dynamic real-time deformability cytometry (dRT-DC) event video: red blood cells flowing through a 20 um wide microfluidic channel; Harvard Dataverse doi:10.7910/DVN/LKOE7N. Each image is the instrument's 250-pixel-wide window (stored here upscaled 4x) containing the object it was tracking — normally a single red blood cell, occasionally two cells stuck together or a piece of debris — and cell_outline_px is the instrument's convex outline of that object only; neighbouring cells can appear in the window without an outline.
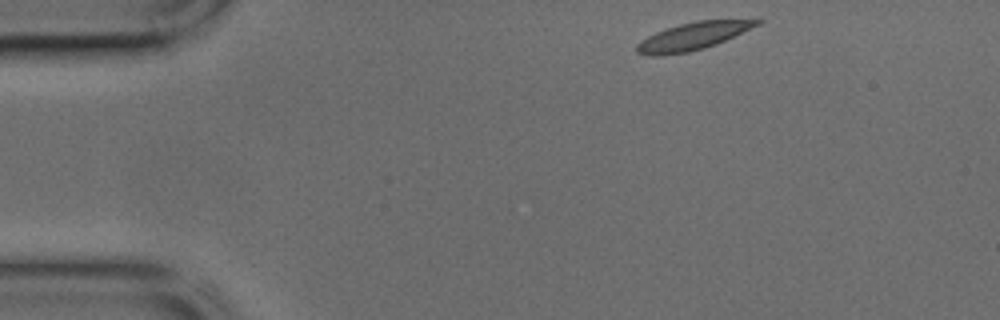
{"species": "common noctule bat (a hibernating species)", "species_latin": "Nyctalus noctula", "temperature_condition": "cold", "stored_images_in_passage": 39, "camera_frame_rate_fps": 3000, "um_per_image_px": 0.085, "animal": {"sex": "male", "body_mass_g": 17.9, "forearm_length_mm": 54.2}, "frame": {"image": 1, "passage_image": 1, "time_ms": 0.0, "image_size_px": [1000, 320], "cell_outline_px": [[764, 20], [760, 24], [716, 44], [704, 48], [688, 52], [664, 56], [648, 56], [636, 52], [636, 44], [640, 40], [656, 32], [680, 24], [696, 20]], "centroid_in_image_um": [58.82, 3.1], "position_along_channel_um": 26.2, "area_um2": 19.13}}
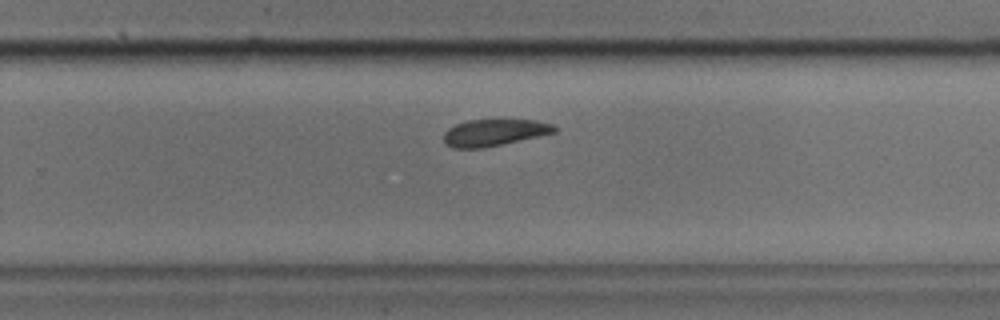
{"frame": {"image": 2, "passage_image": 23, "time_ms": 7.333, "image_size_px": [1000, 320], "cell_outline_px": [[556, 132], [540, 136], [484, 148], [452, 148], [444, 140], [444, 132], [448, 128], [456, 124], [468, 120], [536, 120], [552, 124], [556, 128]], "centroid_in_image_um": [42.01, 11.27], "position_along_channel_um": 287.8, "area_um2": 17.17}}
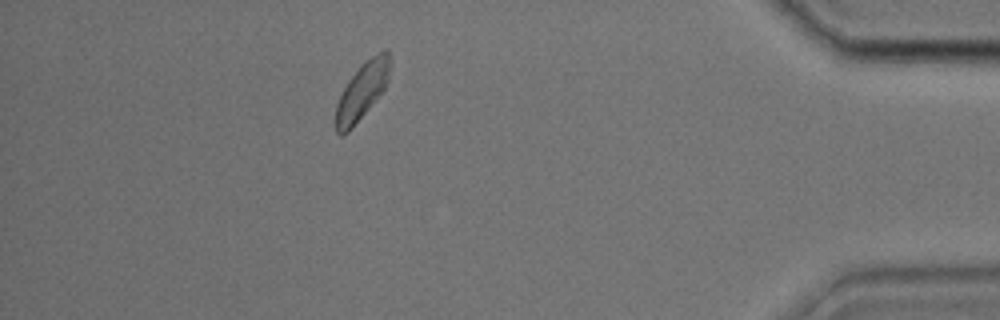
{"frame": {"image": 3, "passage_image": 34, "time_ms": 11.0, "image_size_px": [1000, 320], "cell_outline_px": [[392, 64], [388, 80], [384, 88], [352, 128], [348, 132], [340, 136], [336, 132], [336, 104], [348, 80], [360, 64], [364, 60], [376, 52], [384, 48], [388, 48], [392, 60]], "centroid_in_image_um": [30.82, 7.63], "position_along_channel_um": 404.4, "area_um2": 18.15}}